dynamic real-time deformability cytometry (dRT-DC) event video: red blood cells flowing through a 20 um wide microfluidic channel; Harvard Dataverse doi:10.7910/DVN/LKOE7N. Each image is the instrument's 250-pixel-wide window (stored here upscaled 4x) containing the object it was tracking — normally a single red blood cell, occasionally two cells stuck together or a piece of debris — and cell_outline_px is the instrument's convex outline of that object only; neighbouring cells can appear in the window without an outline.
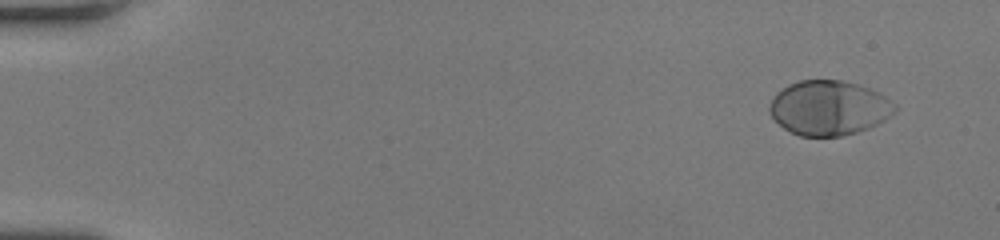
{"species": "human", "species_latin": "Homo sapiens", "temperature_condition": "room temperature", "stored_images_in_passage": 48, "camera_frame_rate_fps": 3000, "um_per_image_px": 0.085, "donor": {"sex": "female"}, "frame": {"image": 1, "passage_image": 1, "time_ms": 0.0, "image_size_px": [1000, 240], "cell_outline_px": [[896, 108], [884, 120], [868, 128], [856, 132], [840, 136], [800, 136], [784, 128], [768, 112], [768, 108], [776, 92], [788, 84], [800, 80], [840, 80], [856, 84], [868, 88], [884, 96], [896, 104]], "centroid_in_image_um": [70.42, 9.16], "position_along_channel_um": 14.6, "area_um2": 39.54}}
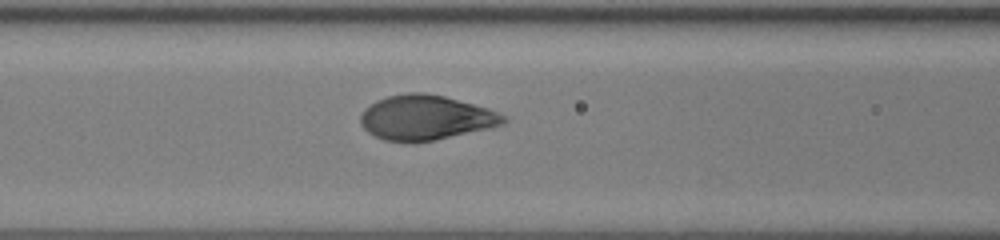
{"frame": {"image": 2, "passage_image": 20, "time_ms": 6.333, "image_size_px": [1000, 240], "cell_outline_px": [[508, 120], [504, 124], [488, 128], [432, 140], [384, 140], [368, 132], [360, 124], [360, 116], [364, 108], [376, 100], [388, 96], [408, 92], [424, 92], [444, 96], [488, 108], [508, 116]], "centroid_in_image_um": [36.19, 9.96], "position_along_channel_um": 130.4, "area_um2": 36.82}}
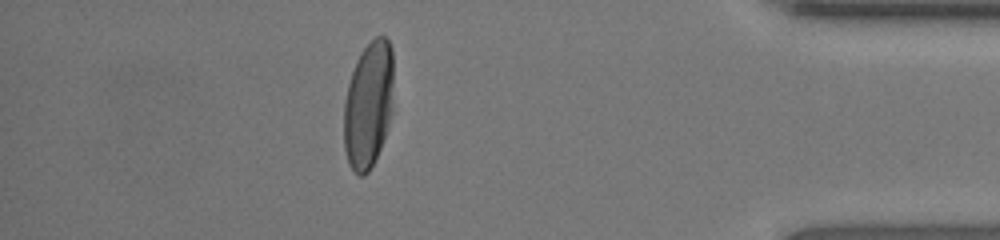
{"frame": {"image": 3, "passage_image": 42, "time_ms": 13.667, "image_size_px": [1000, 240], "cell_outline_px": [[392, 108], [384, 136], [380, 148], [368, 172], [364, 176], [360, 176], [348, 164], [344, 148], [344, 104], [348, 84], [356, 60], [360, 52], [376, 36], [384, 36], [388, 40], [392, 48]], "centroid_in_image_um": [31.3, 8.89], "position_along_channel_um": 403.9, "area_um2": 36.36}, "authors_computed_cell_mechanics": {"area_um2": 38.2058, "velocity_mm_per_s": 4.2282, "shape_relaxation_time_tau1_ms": 2.3821, "shape_relaxation_time_tau2_ms": null, "deformation_change_tau1": 0.1898, "deformation_change_tau2": null}}